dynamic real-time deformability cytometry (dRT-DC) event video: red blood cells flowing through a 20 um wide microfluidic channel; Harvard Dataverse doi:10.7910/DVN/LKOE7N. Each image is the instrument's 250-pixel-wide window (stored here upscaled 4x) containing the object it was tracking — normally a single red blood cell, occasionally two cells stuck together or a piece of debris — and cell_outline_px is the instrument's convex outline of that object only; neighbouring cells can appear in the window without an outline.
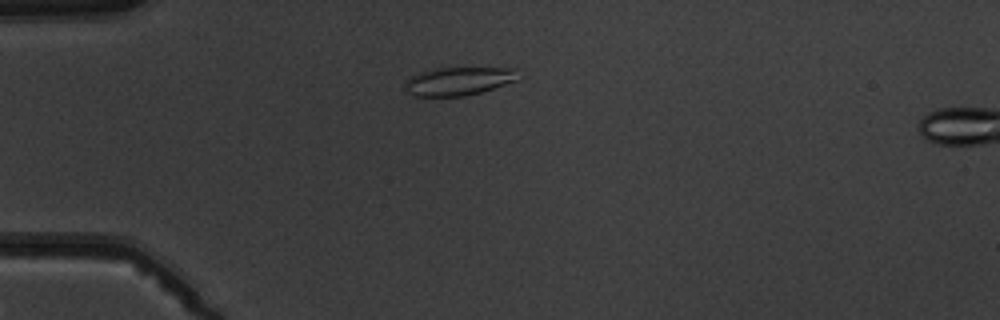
{"species": "common noctule bat (a hibernating species)", "species_latin": "Nyctalus noctula", "temperature_condition": "warm", "stored_images_in_passage": 3, "camera_frame_rate_fps": 3000, "um_per_image_px": 0.085, "animal": {"sex": "male", "body_mass_g": 19.5, "forearm_length_mm": 54.6}, "frame": {"image": 1, "passage_image": 2, "time_ms": 1.0, "image_size_px": [1000, 320], "cell_outline_px": [[520, 80], [480, 92], [464, 96], [412, 96], [404, 88], [404, 84], [412, 76], [420, 72], [440, 68], [516, 68]], "centroid_in_image_um": [39.01, 6.9], "position_along_channel_um": 46.0, "area_um2": 18.61}}